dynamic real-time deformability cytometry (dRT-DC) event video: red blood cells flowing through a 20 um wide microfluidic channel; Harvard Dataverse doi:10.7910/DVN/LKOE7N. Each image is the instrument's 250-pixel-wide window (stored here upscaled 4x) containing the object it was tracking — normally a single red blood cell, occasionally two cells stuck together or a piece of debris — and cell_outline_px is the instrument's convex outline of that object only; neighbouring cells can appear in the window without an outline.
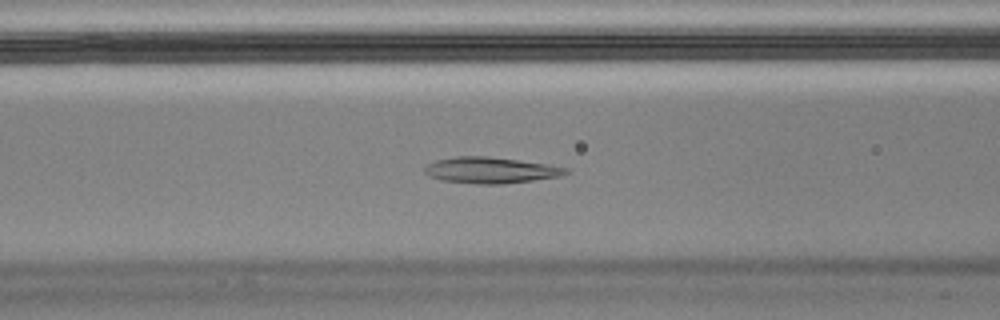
{"species": "Egyptian fruit bat (a non-hibernating species)", "species_latin": "Rousettus aegyptiacus", "temperature_condition": "cold", "stored_images_in_passage": 56, "camera_frame_rate_fps": 3000, "um_per_image_px": 0.085, "animal": {"sex": "male"}, "frame": {"image": 1, "passage_image": 22, "time_ms": 7.0, "image_size_px": [1000, 320], "cell_outline_px": [[572, 172], [560, 176], [504, 184], [476, 184], [440, 180], [428, 176], [424, 172], [424, 168], [428, 164], [436, 160], [456, 156], [488, 156], [548, 164], [568, 168]], "centroid_in_image_um": [41.7, 14.47], "position_along_channel_um": 124.9, "area_um2": 21.62}}
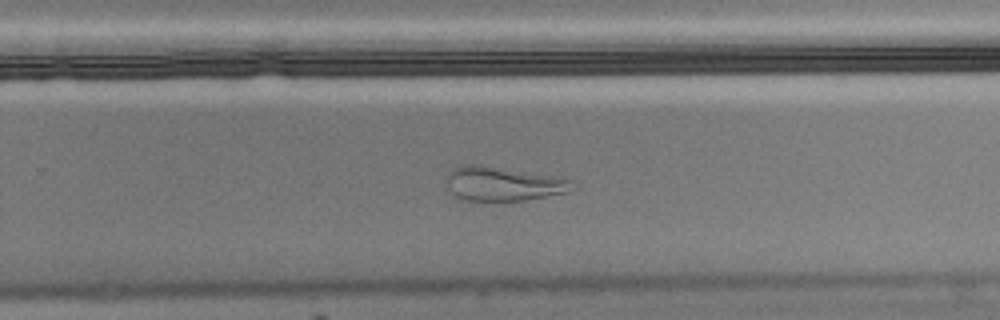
{"frame": {"image": 2, "passage_image": 36, "time_ms": 11.667, "image_size_px": [1000, 320], "cell_outline_px": [[576, 188], [564, 192], [524, 200], [460, 200], [448, 188], [448, 172], [452, 168], [464, 164], [480, 164], [564, 176], [572, 180]], "centroid_in_image_um": [42.81, 15.58], "position_along_channel_um": 287.0, "area_um2": 25.37}}
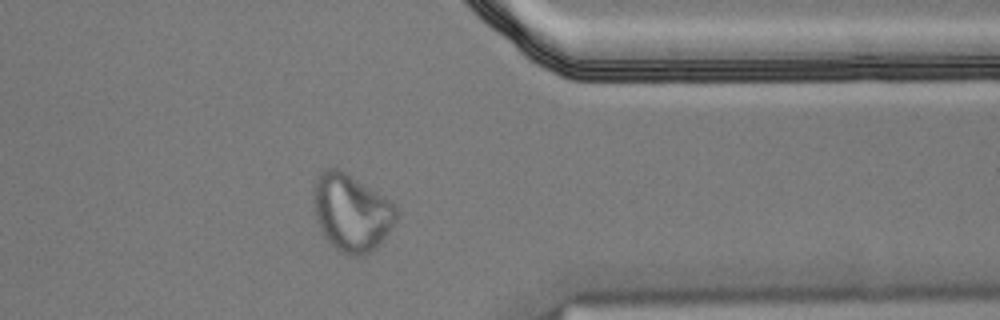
{"frame": {"image": 3, "passage_image": 45, "time_ms": 14.667, "image_size_px": [1000, 320], "cell_outline_px": [[396, 220], [380, 244], [376, 248], [364, 256], [348, 256], [340, 252], [324, 236], [316, 216], [312, 200], [312, 196], [316, 180], [320, 172], [324, 168], [340, 168], [384, 196], [396, 208]], "centroid_in_image_um": [29.85, 18.06], "position_along_channel_um": 381.5, "area_um2": 37.11}, "authors_computed_cell_mechanics": {"area_um2": 22.4264, "velocity_mm_per_s": 3.4852, "shape_relaxation_time_tau1_ms": null, "shape_relaxation_time_tau2_ms": 2.2653, "deformation_change_tau1": null, "deformation_change_tau2": 0.0912}}